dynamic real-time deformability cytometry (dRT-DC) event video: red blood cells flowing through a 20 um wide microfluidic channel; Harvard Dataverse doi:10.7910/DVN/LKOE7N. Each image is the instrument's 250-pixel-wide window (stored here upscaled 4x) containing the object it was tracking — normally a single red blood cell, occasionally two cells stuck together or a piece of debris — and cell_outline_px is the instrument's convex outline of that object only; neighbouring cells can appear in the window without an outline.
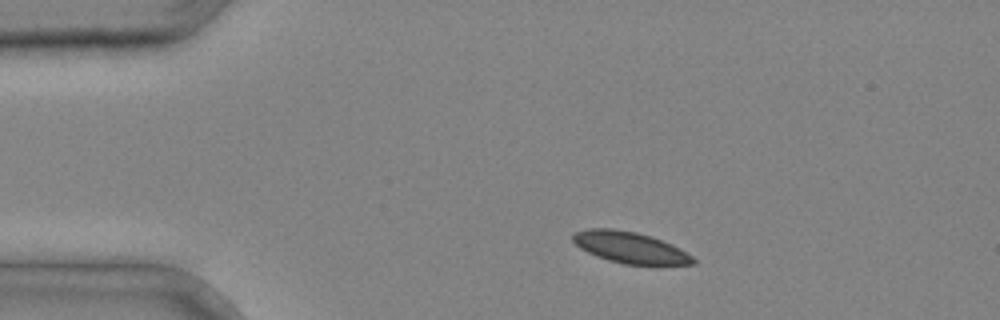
{"species": "common noctule bat (a hibernating species)", "species_latin": "Nyctalus noctula", "temperature_condition": "cold", "stored_images_in_passage": 4, "camera_frame_rate_fps": 3000, "um_per_image_px": 0.085, "animal": {"sex": "male", "body_mass_g": 20.4}, "frame": {"image": 1, "passage_image": 2, "time_ms": 0.333, "image_size_px": [1000, 320], "cell_outline_px": [[696, 264], [624, 264], [608, 260], [588, 252], [580, 248], [572, 240], [572, 232], [588, 228], [612, 228], [636, 232], [652, 236], [672, 244], [692, 256], [696, 260]], "centroid_in_image_um": [53.52, 21.01], "position_along_channel_um": 31.5, "area_um2": 21.85}}